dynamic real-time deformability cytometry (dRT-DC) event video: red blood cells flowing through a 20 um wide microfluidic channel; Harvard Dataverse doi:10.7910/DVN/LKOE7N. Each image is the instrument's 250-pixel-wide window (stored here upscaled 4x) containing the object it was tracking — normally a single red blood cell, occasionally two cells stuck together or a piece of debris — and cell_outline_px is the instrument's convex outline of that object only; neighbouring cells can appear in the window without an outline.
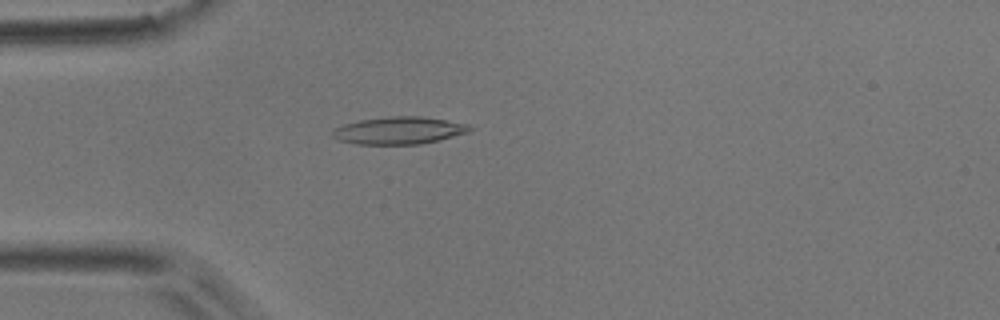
{"species": "common noctule bat (a hibernating species)", "species_latin": "Nyctalus noctula", "temperature_condition": "room temperature", "stored_images_in_passage": 46, "camera_frame_rate_fps": 3000, "um_per_image_px": 0.085, "animal": {"sex": "male", "body_mass_g": 17.9}, "frame": {"image": 1, "passage_image": 9, "time_ms": 2.667, "image_size_px": [1000, 320], "cell_outline_px": [[476, 128], [468, 132], [440, 140], [420, 144], [356, 144], [340, 140], [332, 136], [332, 132], [336, 128], [344, 124], [360, 120], [392, 116], [420, 116], [468, 124]], "centroid_in_image_um": [33.95, 11.09], "position_along_channel_um": 51.0, "area_um2": 21.73}}
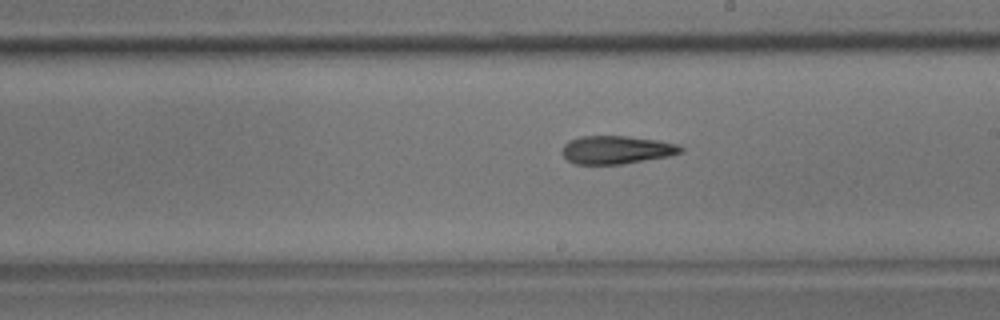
{"frame": {"image": 2, "passage_image": 24, "time_ms": 7.667, "image_size_px": [1000, 320], "cell_outline_px": [[684, 152], [672, 156], [620, 164], [576, 164], [568, 160], [560, 152], [564, 144], [568, 140], [580, 136], [628, 136], [660, 140], [680, 144], [684, 148]], "centroid_in_image_um": [52.45, 12.72], "position_along_channel_um": 236.6, "area_um2": 19.83}}
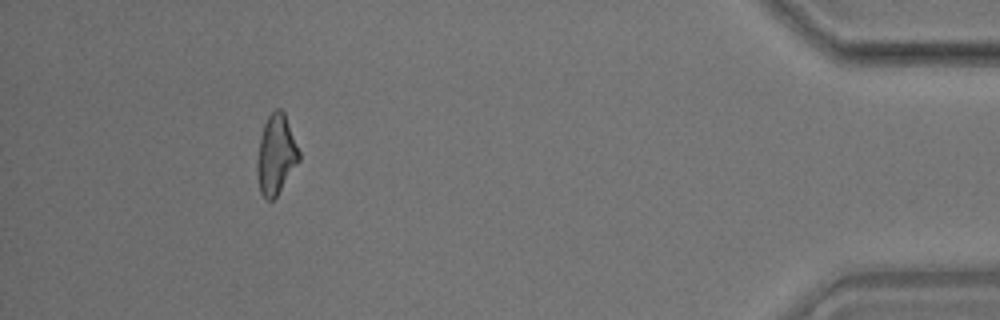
{"frame": {"image": 3, "passage_image": 42, "time_ms": 13.667, "image_size_px": [1000, 320], "cell_outline_px": [[300, 160], [276, 196], [272, 200], [268, 200], [260, 192], [256, 172], [256, 160], [260, 140], [264, 124], [268, 116], [276, 108], [280, 108], [284, 112], [300, 152]], "centroid_in_image_um": [23.45, 13.14], "position_along_channel_um": 411.7, "area_um2": 19.31}, "authors_computed_cell_mechanics": {"area_um2": 19.8254, "velocity_mm_per_s": 3.9059, "shape_relaxation_time_tau1_ms": 11.389, "shape_relaxation_time_tau2_ms": 8.7248, "deformation_change_tau1": 0.2585, "deformation_change_tau2": 0.2336}}